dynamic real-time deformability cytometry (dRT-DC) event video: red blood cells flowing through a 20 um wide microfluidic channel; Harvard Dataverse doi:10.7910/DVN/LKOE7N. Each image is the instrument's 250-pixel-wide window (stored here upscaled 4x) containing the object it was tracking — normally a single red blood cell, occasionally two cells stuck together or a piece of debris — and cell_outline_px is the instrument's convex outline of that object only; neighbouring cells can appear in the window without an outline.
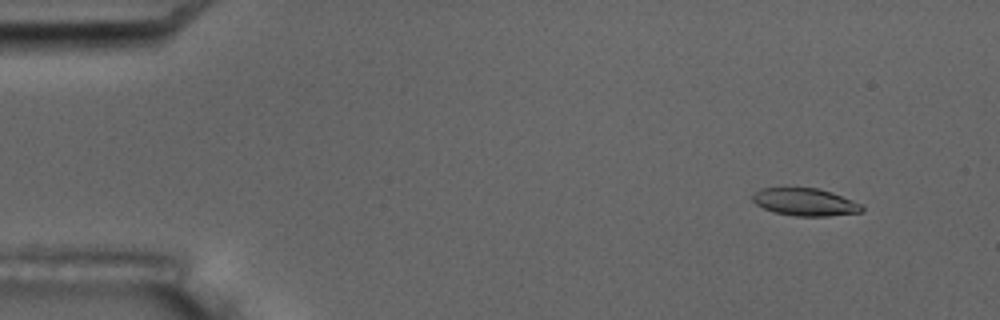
{"species": "common noctule bat (a hibernating species)", "species_latin": "Nyctalus noctula", "temperature_condition": "room temperature", "stored_images_in_passage": 5, "camera_frame_rate_fps": 3000, "um_per_image_px": 0.085, "animal": {"sex": "male", "body_mass_g": 17.5, "forearm_length_mm": 52.3}, "frame": {"image": 1, "passage_image": 1, "time_ms": 0.0, "image_size_px": [1000, 320], "cell_outline_px": [[864, 208], [860, 212], [828, 216], [796, 216], [772, 212], [756, 204], [752, 200], [752, 196], [760, 188], [816, 188], [832, 192], [852, 200], [860, 204]], "centroid_in_image_um": [68.41, 17.18], "position_along_channel_um": 16.6, "area_um2": 17.4}}
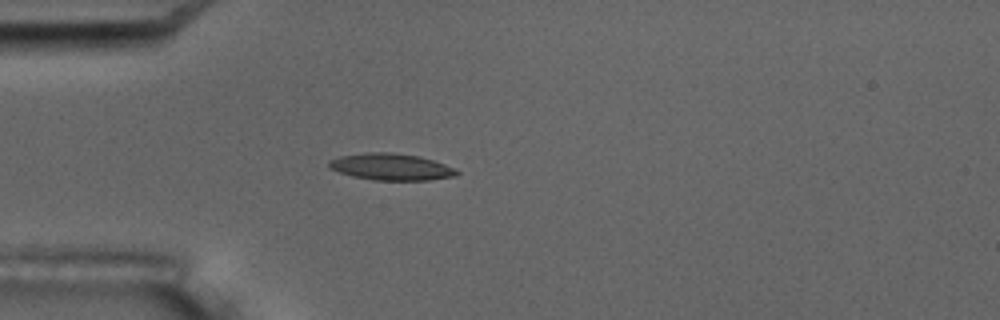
{"frame": {"image": 2, "passage_image": 4, "time_ms": 3.667, "image_size_px": [1000, 320], "cell_outline_px": [[460, 172], [456, 176], [428, 180], [372, 180], [352, 176], [328, 168], [328, 160], [340, 156], [368, 152], [392, 152], [420, 156], [456, 168]], "centroid_in_image_um": [33.24, 14.18], "position_along_channel_um": 51.8, "area_um2": 20.0}}